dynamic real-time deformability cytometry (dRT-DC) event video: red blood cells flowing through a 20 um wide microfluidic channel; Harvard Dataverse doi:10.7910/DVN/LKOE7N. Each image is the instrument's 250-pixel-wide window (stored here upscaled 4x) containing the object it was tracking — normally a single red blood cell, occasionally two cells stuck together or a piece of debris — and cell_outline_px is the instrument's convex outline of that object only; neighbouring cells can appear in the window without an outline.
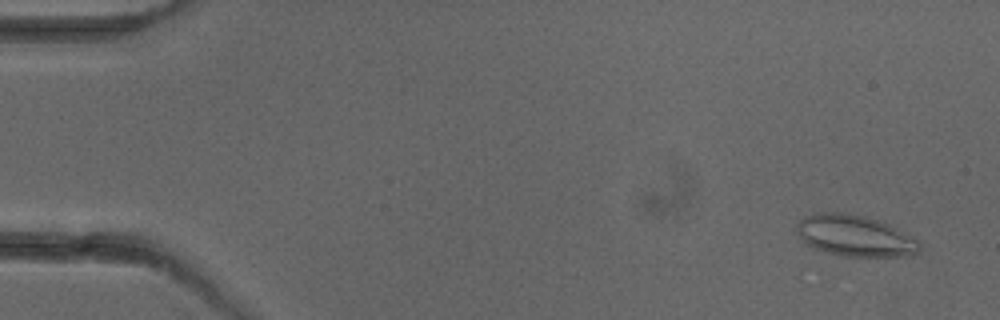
{"species": "common noctule bat (a hibernating species)", "species_latin": "Nyctalus noctula", "temperature_condition": "cold", "stored_images_in_passage": 7, "camera_frame_rate_fps": 3000, "um_per_image_px": 0.085, "animal": {"sex": "female"}, "frame": {"image": 1, "passage_image": 1, "time_ms": 0.0, "image_size_px": [1000, 320], "cell_outline_px": [[920, 248], [916, 252], [896, 256], [844, 256], [824, 252], [812, 248], [804, 244], [796, 232], [796, 224], [804, 216], [820, 212], [840, 212], [864, 216], [888, 224], [912, 236], [920, 244]], "centroid_in_image_um": [72.57, 20.03], "position_along_channel_um": 12.4, "area_um2": 29.36}}
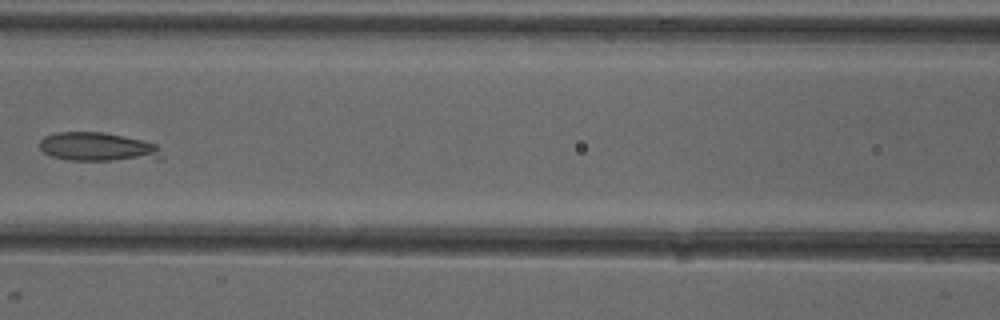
{"frame": {"image": 2, "passage_image": 7, "time_ms": 7.0, "image_size_px": [1000, 320], "cell_outline_px": [[164, 160], [68, 160], [52, 156], [44, 152], [40, 148], [40, 140], [44, 136], [56, 132], [104, 132], [140, 140], [156, 144], [160, 148], [164, 156]], "centroid_in_image_um": [8.37, 12.5], "position_along_channel_um": 158.2, "area_um2": 20.69}}